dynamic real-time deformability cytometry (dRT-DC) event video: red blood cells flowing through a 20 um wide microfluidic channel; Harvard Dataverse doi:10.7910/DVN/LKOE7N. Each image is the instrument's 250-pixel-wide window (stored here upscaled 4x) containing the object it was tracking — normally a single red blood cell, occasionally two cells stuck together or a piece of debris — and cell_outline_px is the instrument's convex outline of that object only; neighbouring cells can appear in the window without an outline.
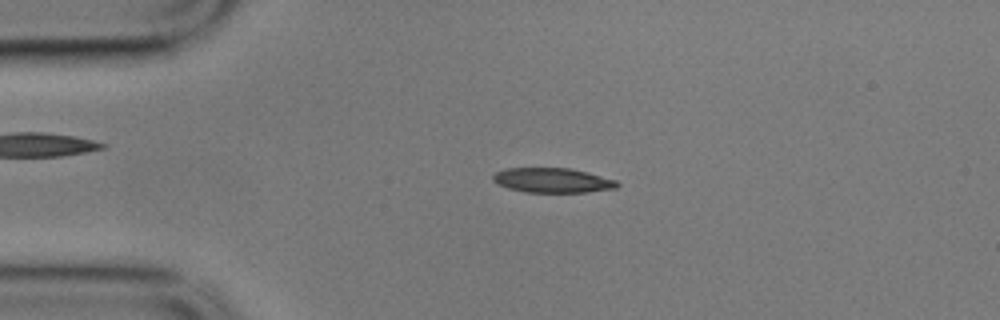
{"species": "common noctule bat (a hibernating species)", "species_latin": "Nyctalus noctula", "temperature_condition": "cold", "stored_images_in_passage": 56, "camera_frame_rate_fps": 3000, "um_per_image_px": 0.085, "animal": {"sex": "male", "body_mass_g": 17.9}, "frame": {"image": 1, "passage_image": 12, "time_ms": 3.667, "image_size_px": [1000, 320], "cell_outline_px": [[620, 184], [616, 188], [588, 192], [524, 192], [508, 188], [496, 184], [492, 180], [492, 176], [496, 172], [508, 168], [568, 168], [588, 172], [616, 180]], "centroid_in_image_um": [46.95, 15.33], "position_along_channel_um": 38.0, "area_um2": 17.92}}
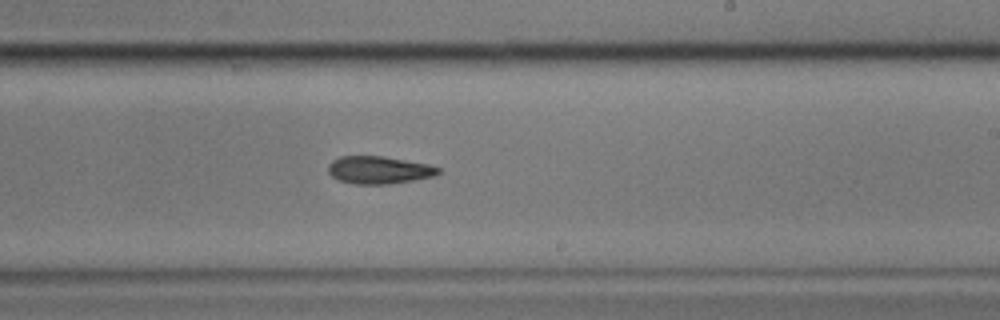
{"frame": {"image": 2, "passage_image": 33, "time_ms": 10.667, "image_size_px": [1000, 320], "cell_outline_px": [[440, 172], [436, 176], [388, 184], [356, 184], [336, 180], [328, 172], [328, 164], [332, 160], [340, 156], [384, 156], [428, 164], [440, 168]], "centroid_in_image_um": [32.19, 14.45], "position_along_channel_um": 256.8, "area_um2": 17.8}}
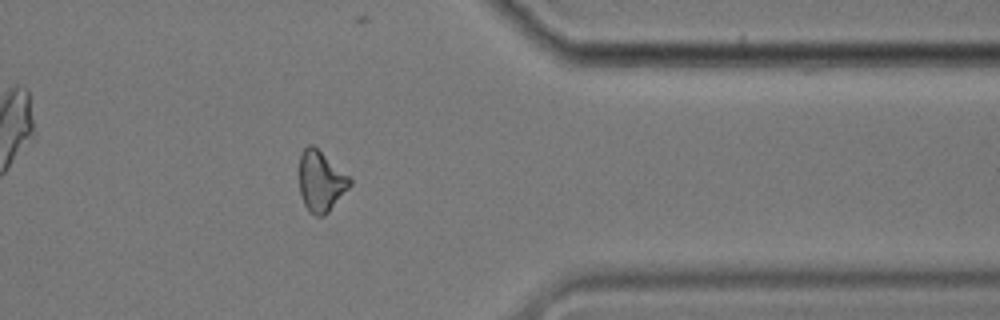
{"frame": {"image": 3, "passage_image": 45, "time_ms": 14.667, "image_size_px": [1000, 320], "cell_outline_px": [[352, 184], [328, 212], [324, 216], [316, 216], [308, 212], [304, 204], [300, 192], [300, 152], [308, 144], [312, 144], [348, 176], [352, 180]], "centroid_in_image_um": [27.26, 15.43], "position_along_channel_um": 384.1, "area_um2": 17.63}, "authors_computed_cell_mechanics": {"area_um2": 18.1781, "velocity_mm_per_s": 3.5209, "shape_relaxation_time_tau1_ms": null, "shape_relaxation_time_tau2_ms": 4.3603, "deformation_change_tau1": null, "deformation_change_tau2": 0.1348}}